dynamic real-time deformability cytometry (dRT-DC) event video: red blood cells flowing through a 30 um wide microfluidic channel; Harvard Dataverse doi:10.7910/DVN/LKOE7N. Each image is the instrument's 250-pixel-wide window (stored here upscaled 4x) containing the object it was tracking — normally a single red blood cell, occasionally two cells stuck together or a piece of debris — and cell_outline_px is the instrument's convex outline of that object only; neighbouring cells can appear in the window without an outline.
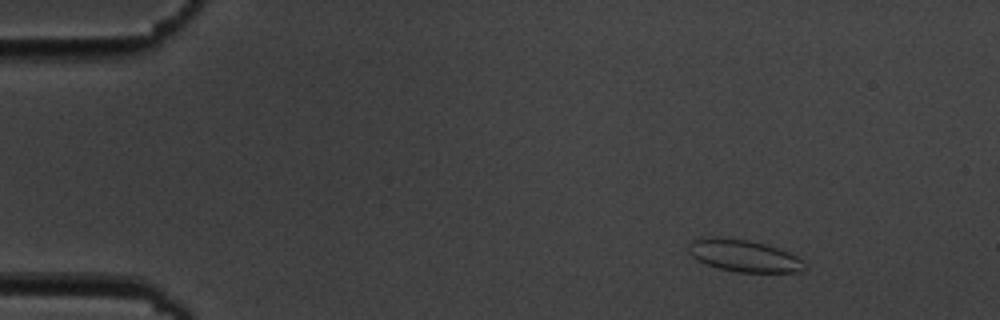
{"species": "common noctule bat (a hibernating species)", "species_latin": "Nyctalus noctula", "temperature_condition": "cold", "stored_images_in_passage": 5, "camera_frame_rate_fps": 3000, "um_per_image_px": 0.085, "animal": {"sex": "male", "body_mass_g": 19.5, "forearm_length_mm": 54.6}, "frame": {"image": 1, "passage_image": 2, "time_ms": 1.0, "image_size_px": [1000, 320], "cell_outline_px": [[808, 268], [800, 272], [736, 272], [720, 268], [708, 264], [692, 256], [688, 252], [688, 244], [692, 240], [704, 236], [712, 236], [748, 240], [764, 244], [788, 252], [804, 260]], "centroid_in_image_um": [63.24, 21.73], "position_along_channel_um": 21.8, "area_um2": 21.68}}
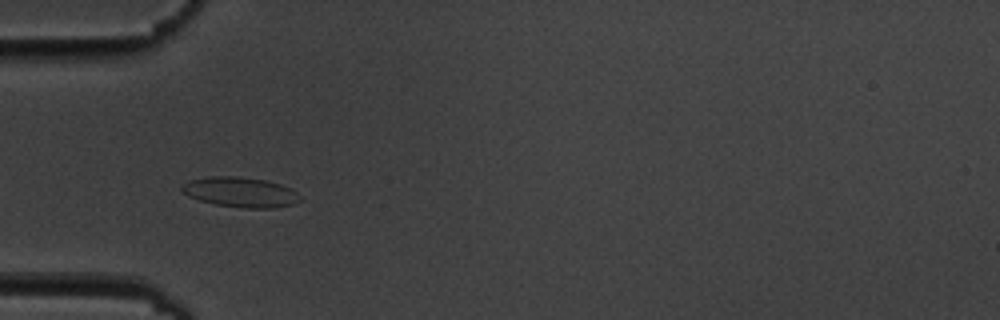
{"frame": {"image": 2, "passage_image": 5, "time_ms": 4.667, "image_size_px": [1000, 320], "cell_outline_px": [[300, 200], [292, 204], [272, 208], [244, 208], [216, 204], [200, 200], [188, 196], [180, 188], [188, 180], [212, 176], [236, 176], [264, 180], [280, 184], [296, 192], [300, 196]], "centroid_in_image_um": [20.41, 16.33], "position_along_channel_um": 64.6, "area_um2": 20.4}}